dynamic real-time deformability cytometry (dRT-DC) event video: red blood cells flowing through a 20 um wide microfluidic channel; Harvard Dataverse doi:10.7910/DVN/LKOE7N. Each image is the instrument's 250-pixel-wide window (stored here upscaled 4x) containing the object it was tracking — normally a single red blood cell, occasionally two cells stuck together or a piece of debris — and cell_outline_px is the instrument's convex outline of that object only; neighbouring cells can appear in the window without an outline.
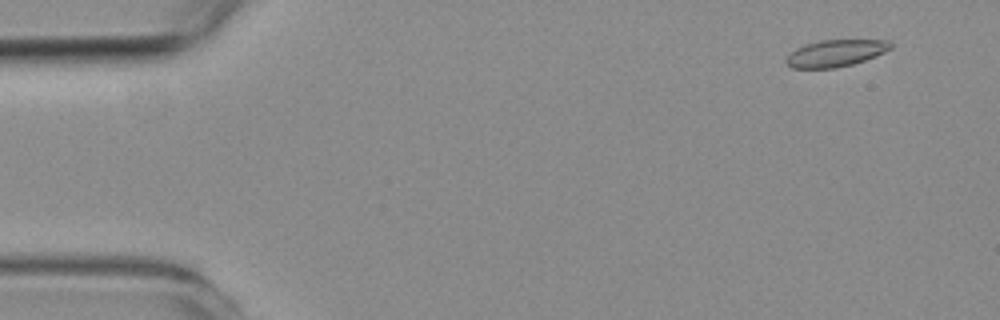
{"species": "common noctule bat (a hibernating species)", "species_latin": "Nyctalus noctula", "temperature_condition": "room temperature", "stored_images_in_passage": 47, "camera_frame_rate_fps": 3000, "um_per_image_px": 0.085, "animal": {"sex": "female", "body_mass_g": 19.3, "forearm_length_mm": 54.1}, "frame": {"image": 1, "passage_image": 4, "time_ms": 1.0, "image_size_px": [1000, 320], "cell_outline_px": [[892, 48], [876, 56], [852, 64], [836, 68], [792, 68], [784, 60], [796, 48], [804, 44], [820, 40], [888, 40], [892, 44]], "centroid_in_image_um": [71.03, 4.52], "position_along_channel_um": 14.0, "area_um2": 16.3}}
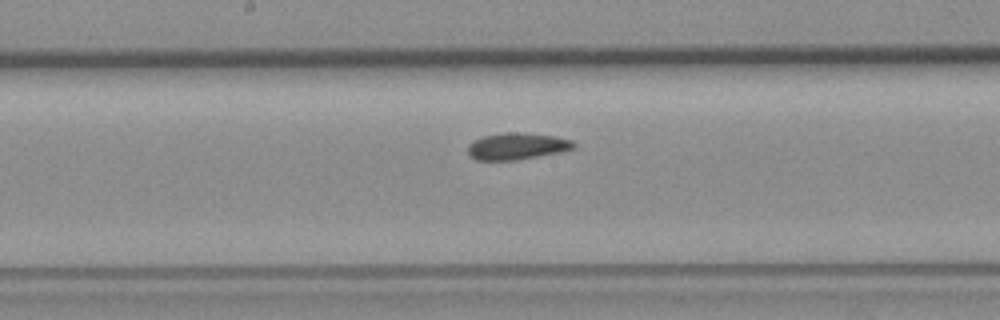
{"frame": {"image": 2, "passage_image": 28, "time_ms": 9.0, "image_size_px": [1000, 320], "cell_outline_px": [[576, 148], [560, 152], [516, 160], [476, 160], [468, 156], [468, 144], [484, 136], [508, 132], [520, 132], [556, 136], [572, 140], [576, 144]], "centroid_in_image_um": [43.96, 12.43], "position_along_channel_um": 204.2, "area_um2": 16.53}}
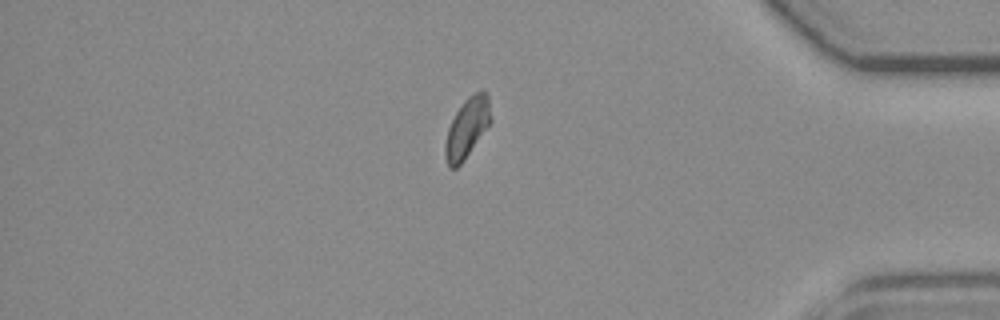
{"frame": {"image": 3, "passage_image": 46, "time_ms": 15.0, "image_size_px": [1000, 320], "cell_outline_px": [[492, 120], [464, 160], [456, 168], [448, 168], [444, 156], [444, 144], [448, 128], [456, 112], [464, 100], [468, 96], [480, 88], [484, 88], [488, 96]], "centroid_in_image_um": [39.69, 10.84], "position_along_channel_um": 395.5, "area_um2": 16.07}}